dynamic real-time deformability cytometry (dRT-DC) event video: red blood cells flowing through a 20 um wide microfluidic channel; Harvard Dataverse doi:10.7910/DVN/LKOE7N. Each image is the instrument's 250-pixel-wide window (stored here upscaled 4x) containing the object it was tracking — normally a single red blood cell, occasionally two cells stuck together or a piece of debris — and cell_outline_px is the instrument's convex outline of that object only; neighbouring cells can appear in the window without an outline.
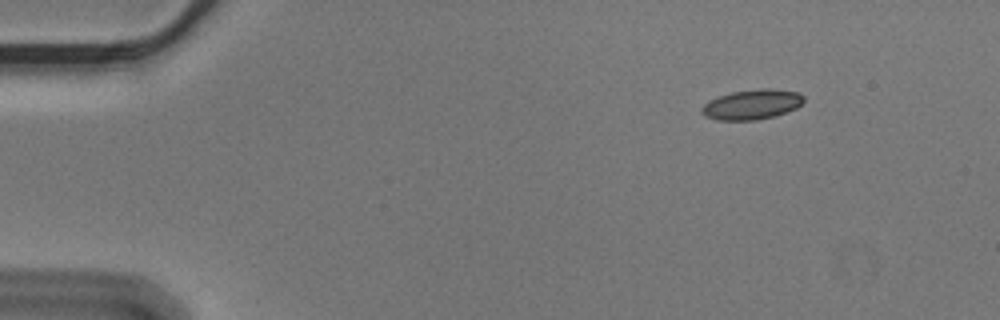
{"species": "Egyptian fruit bat (a non-hibernating species)", "species_latin": "Rousettus aegyptiacus", "temperature_condition": "cold", "stored_images_in_passage": 50, "camera_frame_rate_fps": 3000, "um_per_image_px": 0.085, "animal": {"sex": "male"}, "frame": {"image": 1, "passage_image": 1, "time_ms": 0.0, "image_size_px": [1000, 320], "cell_outline_px": [[804, 100], [796, 108], [788, 112], [756, 120], [716, 120], [704, 116], [700, 112], [700, 108], [704, 104], [720, 96], [732, 92], [760, 88], [768, 88], [800, 92], [804, 96]], "centroid_in_image_um": [63.92, 8.88], "position_along_channel_um": 21.1, "area_um2": 17.8}}
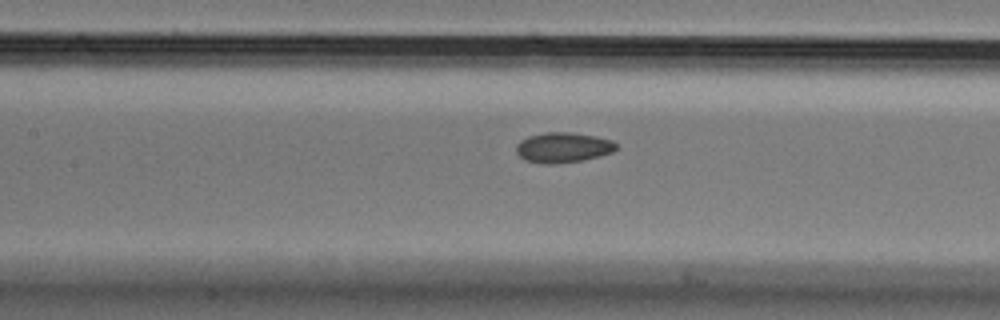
{"frame": {"image": 2, "passage_image": 20, "time_ms": 6.333, "image_size_px": [1000, 320], "cell_outline_px": [[616, 148], [612, 152], [600, 156], [584, 160], [552, 164], [544, 164], [524, 160], [516, 152], [516, 144], [520, 140], [528, 136], [544, 132], [572, 132], [596, 136], [612, 140], [616, 144]], "centroid_in_image_um": [47.84, 12.53], "position_along_channel_um": 159.6, "area_um2": 17.74}}
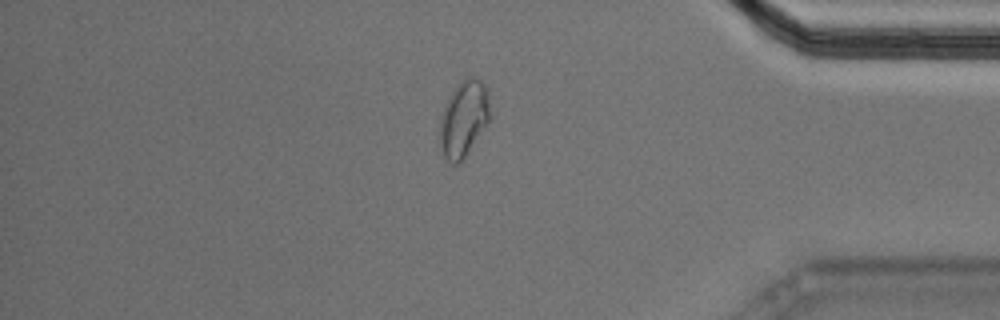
{"frame": {"image": 3, "passage_image": 42, "time_ms": 13.667, "image_size_px": [1000, 320], "cell_outline_px": [[492, 116], [488, 124], [464, 160], [460, 164], [452, 164], [444, 156], [440, 144], [440, 116], [456, 84], [460, 80], [468, 76], [476, 76], [484, 84], [488, 92], [492, 112]], "centroid_in_image_um": [39.47, 10.09], "position_along_channel_um": 395.7, "area_um2": 22.89}, "authors_computed_cell_mechanics": {"area_um2": 17.629, "velocity_mm_per_s": 3.5784, "shape_relaxation_time_tau1_ms": null, "shape_relaxation_time_tau2_ms": 2.6476, "deformation_change_tau1": null, "deformation_change_tau2": 0.0662}}